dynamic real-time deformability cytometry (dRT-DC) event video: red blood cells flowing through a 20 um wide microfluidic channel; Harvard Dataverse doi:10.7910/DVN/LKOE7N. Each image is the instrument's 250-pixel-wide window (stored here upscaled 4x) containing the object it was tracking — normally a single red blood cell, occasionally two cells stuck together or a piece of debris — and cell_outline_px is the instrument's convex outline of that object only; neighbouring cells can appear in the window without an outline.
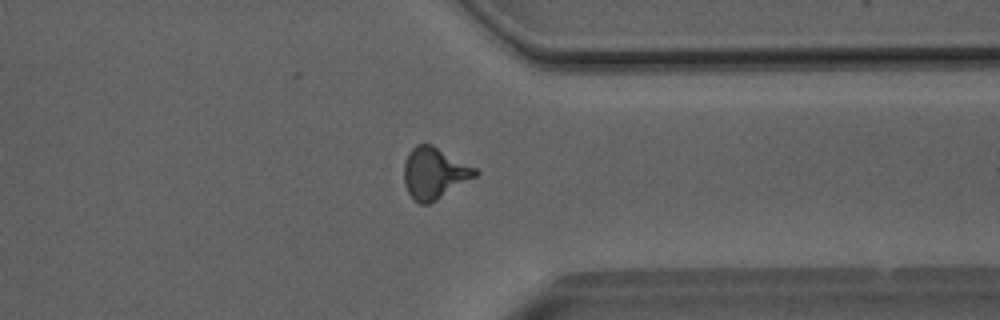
{"species": "Egyptian fruit bat (a non-hibernating species)", "species_latin": "Rousettus aegyptiacus", "temperature_condition": "room temperature", "stored_images_in_passage": 41, "camera_frame_rate_fps": 3000, "um_per_image_px": 0.085, "animal": {"sex": "male"}, "frame": {"image": 1, "passage_image": 30, "time_ms": 9.667, "image_size_px": [1000, 320], "cell_outline_px": [[480, 172], [476, 176], [436, 200], [428, 204], [420, 204], [412, 200], [404, 184], [404, 164], [408, 152], [416, 144], [432, 144], [476, 168]], "centroid_in_image_um": [36.89, 14.72], "position_along_channel_um": 374.5, "area_um2": 21.33}}
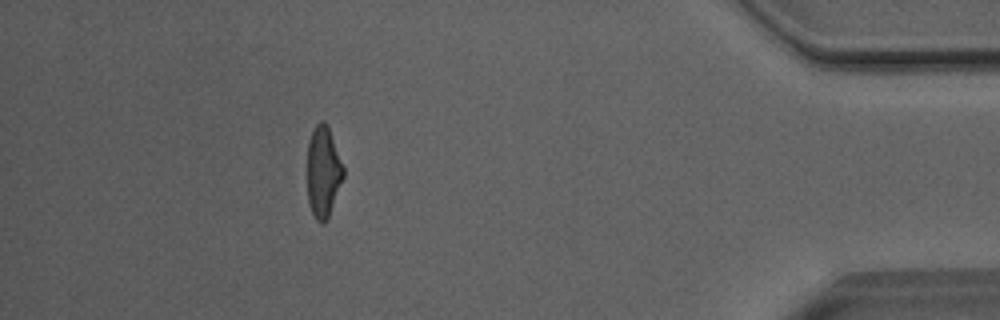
{"frame": {"image": 2, "passage_image": 36, "time_ms": 11.667, "image_size_px": [1000, 320], "cell_outline_px": [[344, 176], [328, 220], [324, 224], [320, 224], [316, 220], [308, 204], [308, 140], [316, 124], [320, 120], [324, 120], [328, 124], [344, 168]], "centroid_in_image_um": [27.48, 14.62], "position_along_channel_um": 407.7, "area_um2": 19.42}, "authors_computed_cell_mechanics": {"area_um2": 20.1722, "velocity_mm_per_s": 4.0897, "shape_relaxation_time_tau1_ms": 10.4958, "shape_relaxation_time_tau2_ms": 1.8717, "deformation_change_tau1": 0.2836, "deformation_change_tau2": 0.1049}}